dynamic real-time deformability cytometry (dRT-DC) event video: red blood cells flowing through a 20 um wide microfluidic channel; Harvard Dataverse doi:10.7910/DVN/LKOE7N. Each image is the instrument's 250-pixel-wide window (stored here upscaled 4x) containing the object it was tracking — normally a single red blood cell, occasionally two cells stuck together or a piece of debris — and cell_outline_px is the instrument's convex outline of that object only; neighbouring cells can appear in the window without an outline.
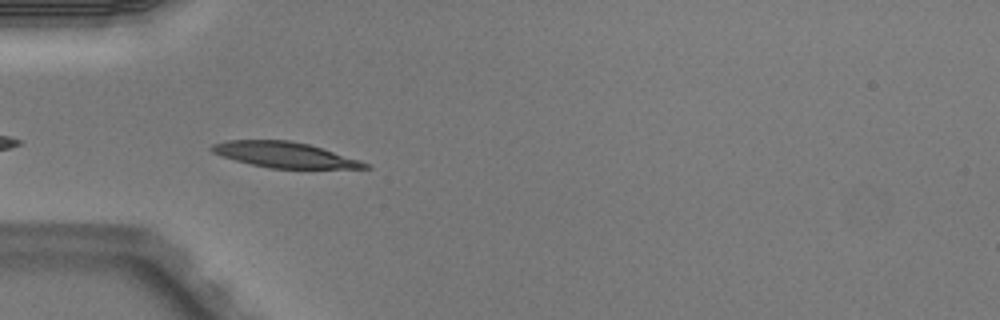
{"species": "Egyptian fruit bat (a non-hibernating species)", "species_latin": "Rousettus aegyptiacus", "temperature_condition": "warm", "stored_images_in_passage": 5, "camera_frame_rate_fps": 3000, "um_per_image_px": 0.085, "animal": {"sex": "male"}, "frame": {"image": 1, "passage_image": 4, "time_ms": 1.0, "image_size_px": [1000, 320], "cell_outline_px": [[372, 168], [268, 168], [236, 160], [212, 152], [208, 148], [212, 144], [228, 140], [288, 140], [308, 144], [360, 160], [372, 164]], "centroid_in_image_um": [24.2, 13.15], "position_along_channel_um": 60.8, "area_um2": 22.54}}
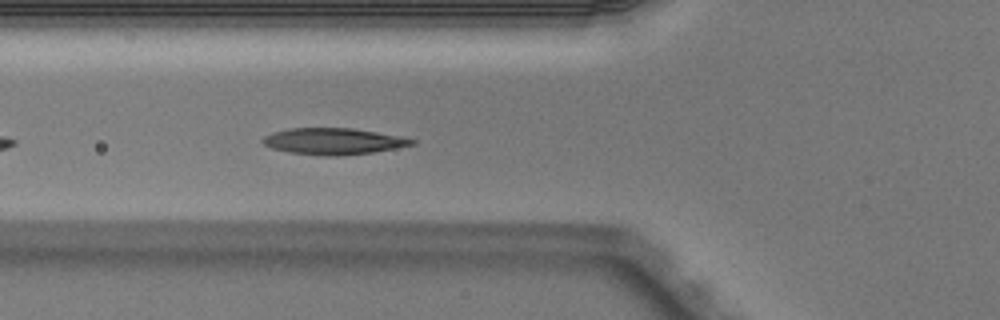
{"frame": {"image": 2, "passage_image": 5, "time_ms": 1.333, "image_size_px": [1000, 320], "cell_outline_px": [[416, 144], [372, 152], [336, 156], [324, 156], [292, 152], [272, 148], [264, 144], [260, 140], [264, 136], [288, 128], [352, 128], [404, 136], [416, 140]], "centroid_in_image_um": [28.38, 12.0], "position_along_channel_um": 97.4, "area_um2": 22.83}}